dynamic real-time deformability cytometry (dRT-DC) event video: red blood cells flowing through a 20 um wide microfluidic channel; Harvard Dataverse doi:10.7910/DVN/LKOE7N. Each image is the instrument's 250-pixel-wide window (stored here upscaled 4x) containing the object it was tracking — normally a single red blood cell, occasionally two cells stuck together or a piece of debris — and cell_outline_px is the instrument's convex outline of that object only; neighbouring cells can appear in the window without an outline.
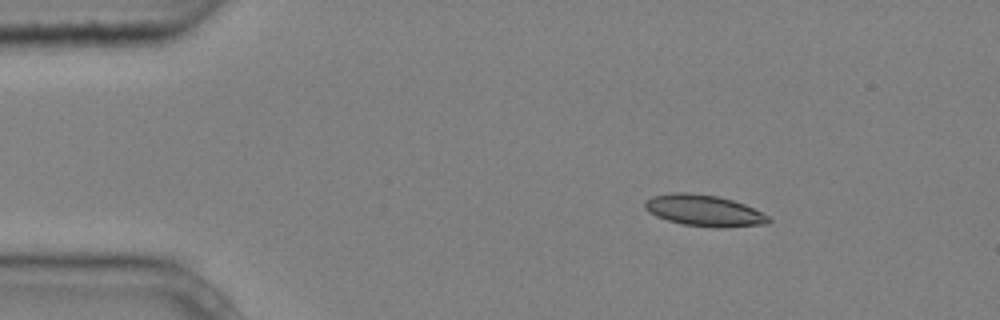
{"species": "common noctule bat (a hibernating species)", "species_latin": "Nyctalus noctula", "temperature_condition": "cold", "stored_images_in_passage": 2, "camera_frame_rate_fps": 3000, "um_per_image_px": 0.085, "animal": {"sex": "male", "body_mass_g": 20.4}, "frame": {"image": 1, "passage_image": 1, "time_ms": 0.0, "image_size_px": [1000, 320], "cell_outline_px": [[772, 220], [768, 224], [724, 228], [716, 228], [684, 224], [668, 220], [656, 216], [648, 212], [644, 208], [644, 200], [652, 196], [672, 192], [688, 192], [716, 196], [732, 200], [744, 204], [768, 216]], "centroid_in_image_um": [59.82, 17.9], "position_along_channel_um": 25.2, "area_um2": 22.66}}